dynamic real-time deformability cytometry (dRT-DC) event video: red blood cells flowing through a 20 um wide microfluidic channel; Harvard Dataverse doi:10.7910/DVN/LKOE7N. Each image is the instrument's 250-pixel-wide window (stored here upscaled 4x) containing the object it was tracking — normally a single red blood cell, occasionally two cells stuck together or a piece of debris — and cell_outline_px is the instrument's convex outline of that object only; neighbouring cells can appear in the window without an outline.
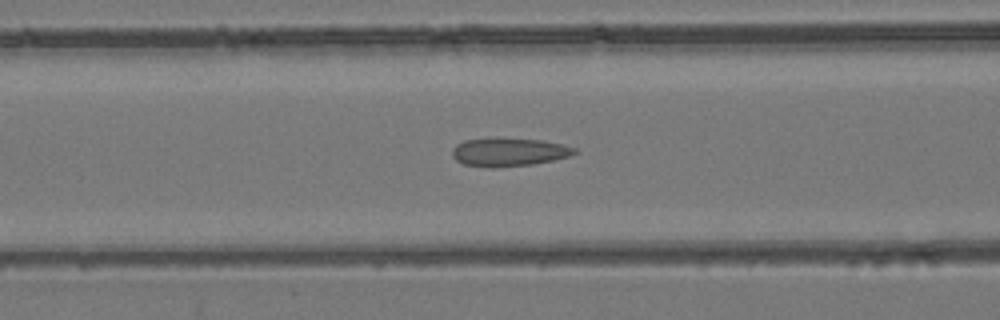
{"species": "common noctule bat (a hibernating species)", "species_latin": "Nyctalus noctula", "temperature_condition": "room temperature", "stored_images_in_passage": 52, "camera_frame_rate_fps": 3000, "um_per_image_px": 0.085, "animal": {"sex": "female", "body_mass_g": 24.6, "forearm_length_mm": 56.2}, "frame": {"image": 1, "passage_image": 21, "time_ms": 6.667, "image_size_px": [1000, 320], "cell_outline_px": [[580, 152], [568, 156], [552, 160], [532, 164], [496, 168], [492, 168], [464, 164], [456, 160], [452, 156], [452, 148], [456, 144], [464, 140], [544, 140], [576, 148]], "centroid_in_image_um": [43.26, 12.96], "position_along_channel_um": 123.3, "area_um2": 19.59}}
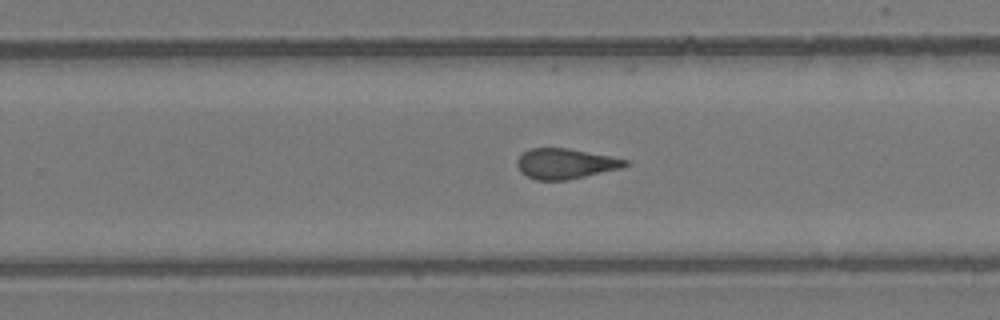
{"frame": {"image": 2, "passage_image": 33, "time_ms": 10.667, "image_size_px": [1000, 320], "cell_outline_px": [[632, 164], [620, 168], [568, 180], [536, 180], [520, 172], [516, 164], [516, 160], [524, 152], [532, 148], [568, 148], [632, 160]], "centroid_in_image_um": [48.09, 13.91], "position_along_channel_um": 281.7, "area_um2": 19.19}}
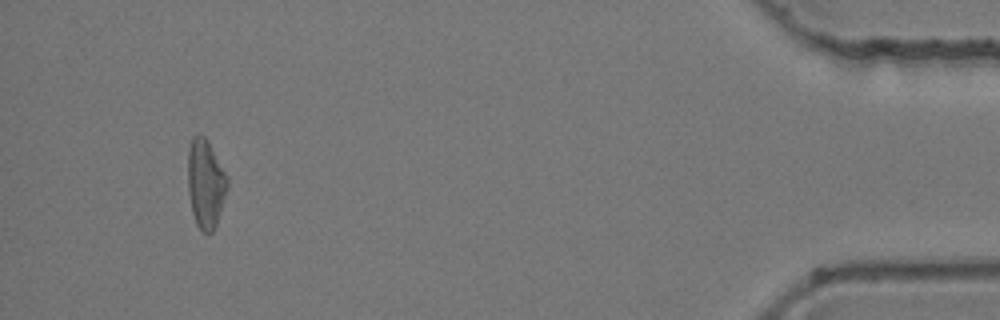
{"frame": {"image": 3, "passage_image": 49, "time_ms": 16.0, "image_size_px": [1000, 320], "cell_outline_px": [[228, 188], [216, 224], [212, 232], [204, 232], [196, 224], [192, 212], [188, 192], [188, 152], [192, 136], [200, 132], [208, 140], [228, 176]], "centroid_in_image_um": [17.48, 15.55], "position_along_channel_um": 417.7, "area_um2": 20.58}, "authors_computed_cell_mechanics": {"area_um2": 20.23, "velocity_mm_per_s": 3.9661, "shape_relaxation_time_tau1_ms": null, "shape_relaxation_time_tau2_ms": 1.6395, "deformation_change_tau1": null, "deformation_change_tau2": 0.0938}}